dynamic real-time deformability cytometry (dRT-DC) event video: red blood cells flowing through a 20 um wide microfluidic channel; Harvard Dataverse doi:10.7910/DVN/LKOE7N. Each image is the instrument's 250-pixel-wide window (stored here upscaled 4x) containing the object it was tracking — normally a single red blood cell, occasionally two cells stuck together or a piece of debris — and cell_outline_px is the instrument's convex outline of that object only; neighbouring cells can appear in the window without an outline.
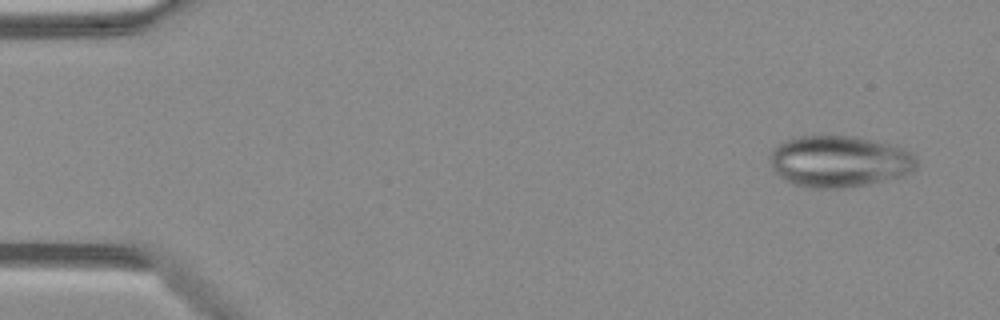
{"species": "Egyptian fruit bat (a non-hibernating species)", "species_latin": "Rousettus aegyptiacus", "temperature_condition": "warm", "stored_images_in_passage": 48, "camera_frame_rate_fps": 3000, "um_per_image_px": 0.085, "animal": {"sex": "female"}, "frame": {"image": 1, "passage_image": 3, "time_ms": 0.667, "image_size_px": [1000, 320], "cell_outline_px": [[916, 168], [912, 172], [904, 176], [844, 188], [812, 188], [792, 184], [784, 180], [772, 168], [768, 156], [784, 140], [796, 136], [856, 136], [876, 140], [904, 148], [916, 160]], "centroid_in_image_um": [71.32, 13.71], "position_along_channel_um": 13.7, "area_um2": 44.04}}
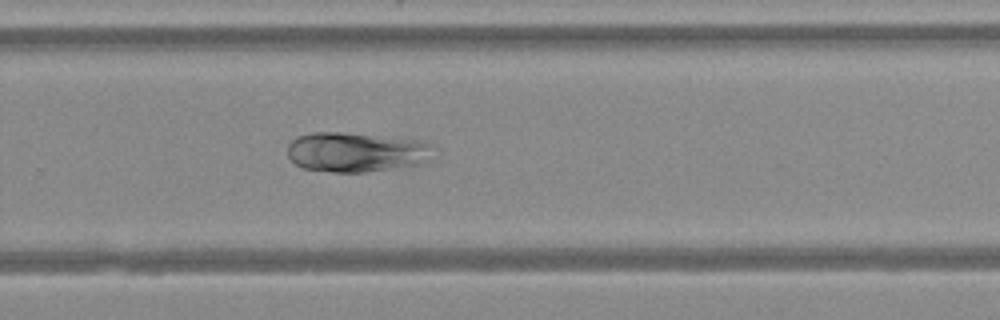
{"frame": {"image": 2, "passage_image": 32, "time_ms": 10.333, "image_size_px": [1000, 320], "cell_outline_px": [[424, 164], [408, 168], [364, 172], [332, 172], [304, 168], [296, 164], [288, 156], [288, 144], [296, 136], [312, 132], [344, 132], [416, 140], [424, 144]], "centroid_in_image_um": [30.12, 12.94], "position_along_channel_um": 299.7, "area_um2": 33.18}}
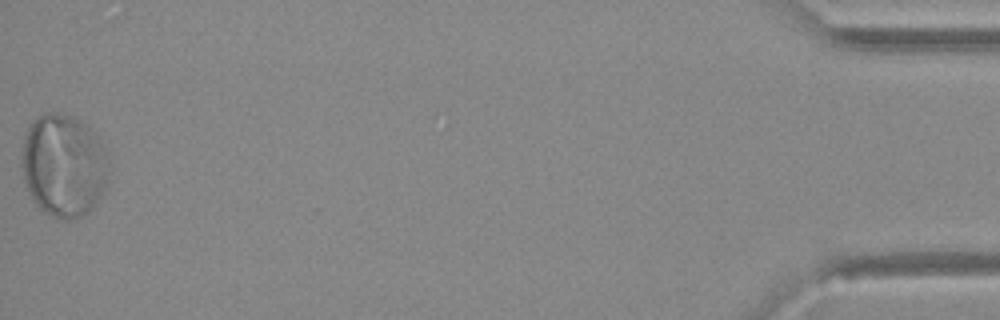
{"frame": {"image": 3, "passage_image": 48, "time_ms": 15.667, "image_size_px": [1000, 320], "cell_outline_px": [[108, 180], [96, 204], [84, 216], [68, 220], [64, 220], [52, 216], [44, 212], [32, 200], [28, 192], [20, 168], [20, 160], [24, 136], [28, 128], [44, 112], [56, 112], [76, 116], [108, 148]], "centroid_in_image_um": [5.41, 14.07], "position_along_channel_um": 429.8, "area_um2": 52.94}}